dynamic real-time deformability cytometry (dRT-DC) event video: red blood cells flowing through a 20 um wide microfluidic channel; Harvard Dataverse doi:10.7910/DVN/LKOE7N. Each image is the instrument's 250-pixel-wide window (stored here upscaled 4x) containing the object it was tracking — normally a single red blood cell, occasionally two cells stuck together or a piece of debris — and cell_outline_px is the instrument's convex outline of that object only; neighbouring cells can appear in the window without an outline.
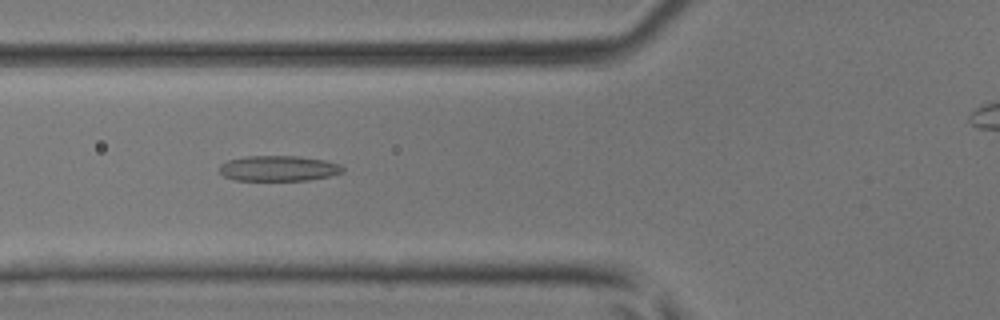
{"species": "common noctule bat (a hibernating species)", "species_latin": "Nyctalus noctula", "temperature_condition": "room temperature", "stored_images_in_passage": 35, "camera_frame_rate_fps": 3000, "um_per_image_px": 0.085, "animal": {"sex": "male", "body_mass_g": 17.9, "forearm_length_mm": 54.2}, "frame": {"image": 1, "passage_image": 6, "time_ms": 1.667, "image_size_px": [1000, 320], "cell_outline_px": [[344, 172], [328, 176], [308, 180], [236, 180], [224, 176], [220, 172], [220, 164], [228, 160], [244, 156], [296, 156], [324, 160], [340, 164], [344, 168]], "centroid_in_image_um": [23.67, 14.31], "position_along_channel_um": 102.1, "area_um2": 18.21}}
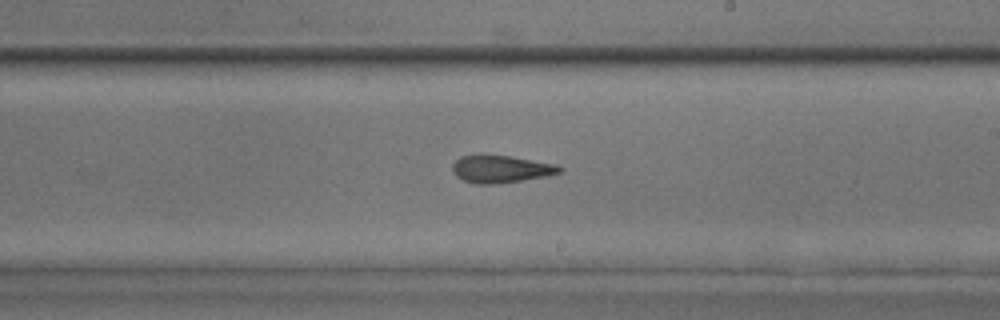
{"frame": {"image": 2, "passage_image": 16, "time_ms": 5.0, "image_size_px": [1000, 320], "cell_outline_px": [[564, 168], [560, 172], [548, 176], [500, 184], [476, 184], [464, 180], [456, 176], [452, 172], [452, 164], [460, 156], [480, 152], [512, 156], [556, 164]], "centroid_in_image_um": [42.54, 14.34], "position_along_channel_um": 246.5, "area_um2": 17.86}}
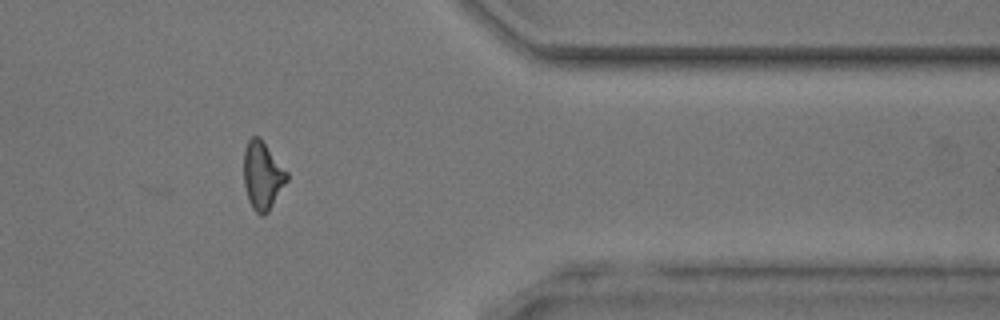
{"frame": {"image": 3, "passage_image": 27, "time_ms": 8.667, "image_size_px": [1000, 320], "cell_outline_px": [[288, 180], [268, 212], [264, 216], [260, 216], [252, 208], [248, 200], [244, 184], [244, 148], [248, 140], [252, 136], [260, 136], [288, 172]], "centroid_in_image_um": [22.31, 14.91], "position_along_channel_um": 389.1, "area_um2": 17.28}}